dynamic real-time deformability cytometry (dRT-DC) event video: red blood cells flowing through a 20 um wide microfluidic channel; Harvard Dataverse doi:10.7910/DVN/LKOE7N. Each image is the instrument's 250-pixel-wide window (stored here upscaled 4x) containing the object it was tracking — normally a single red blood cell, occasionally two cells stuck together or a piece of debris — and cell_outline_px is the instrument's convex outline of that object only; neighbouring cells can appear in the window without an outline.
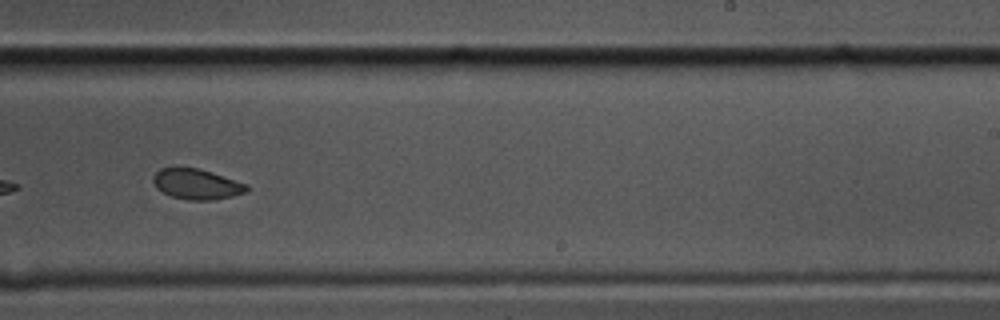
{"species": "common noctule bat (a hibernating species)", "species_latin": "Nyctalus noctula", "temperature_condition": "cold", "stored_images_in_passage": 58, "segment_of_instrument_passage": [2, 2], "camera_frame_rate_fps": 3000, "um_per_image_px": 0.085, "animal": {"sex": "male", "body_mass_g": 17.5, "forearm_length_mm": 52.3}, "frame": {"image": 1, "passage_image": 36, "time_ms": 11.667, "image_size_px": [1000, 320], "cell_outline_px": [[248, 192], [232, 196], [212, 200], [188, 200], [172, 196], [156, 188], [152, 180], [152, 176], [160, 168], [196, 168], [248, 184]], "centroid_in_image_um": [16.71, 15.66], "position_along_channel_um": 272.3, "area_um2": 16.36}}
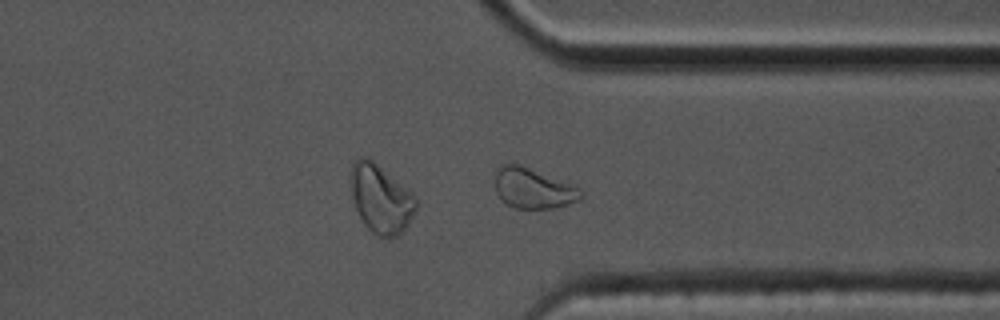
{"frame": {"image": 2, "passage_image": 44, "time_ms": 14.333, "image_size_px": [1000, 320], "cell_outline_px": [[584, 192], [580, 200], [568, 204], [552, 208], [516, 208], [508, 204], [496, 192], [496, 168], [504, 164], [520, 164], [580, 188]], "centroid_in_image_um": [45.34, 16.0], "position_along_channel_um": 366.1, "area_um2": 19.83}}
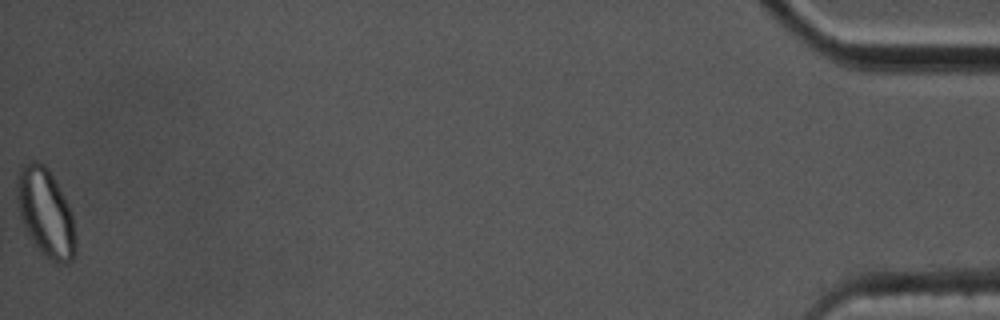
{"frame": {"image": 3, "passage_image": 58, "time_ms": 19.0, "image_size_px": [1000, 320], "cell_outline_px": [[76, 248], [72, 260], [68, 264], [64, 264], [48, 260], [40, 252], [24, 228], [20, 220], [16, 200], [16, 176], [20, 164], [32, 160], [36, 160], [44, 164], [48, 168], [64, 196], [72, 212], [76, 240]], "centroid_in_image_um": [3.85, 18.06], "position_along_channel_um": 431.4, "area_um2": 30.81}}